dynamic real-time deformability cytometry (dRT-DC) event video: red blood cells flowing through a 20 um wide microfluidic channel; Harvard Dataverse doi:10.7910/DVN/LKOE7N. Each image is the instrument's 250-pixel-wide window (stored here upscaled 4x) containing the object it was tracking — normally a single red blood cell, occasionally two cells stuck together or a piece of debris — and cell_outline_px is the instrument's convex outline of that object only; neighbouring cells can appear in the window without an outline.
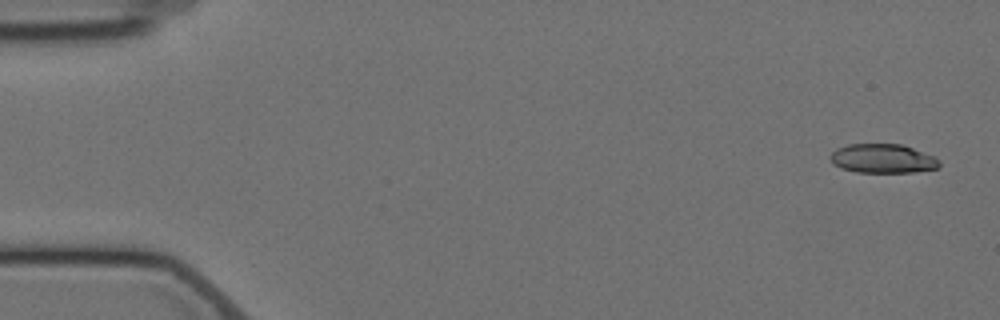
{"species": "Egyptian fruit bat (a non-hibernating species)", "species_latin": "Rousettus aegyptiacus", "temperature_condition": "cold", "stored_images_in_passage": 4, "camera_frame_rate_fps": 3000, "um_per_image_px": 0.085, "animal": {"sex": "female"}, "frame": {"image": 1, "passage_image": 1, "time_ms": 0.0, "image_size_px": [1000, 320], "cell_outline_px": [[940, 164], [936, 168], [912, 172], [856, 172], [840, 168], [832, 164], [828, 156], [836, 148], [848, 144], [904, 144], [936, 156], [940, 160]], "centroid_in_image_um": [75.02, 13.46], "position_along_channel_um": 10.0, "area_um2": 18.79}}
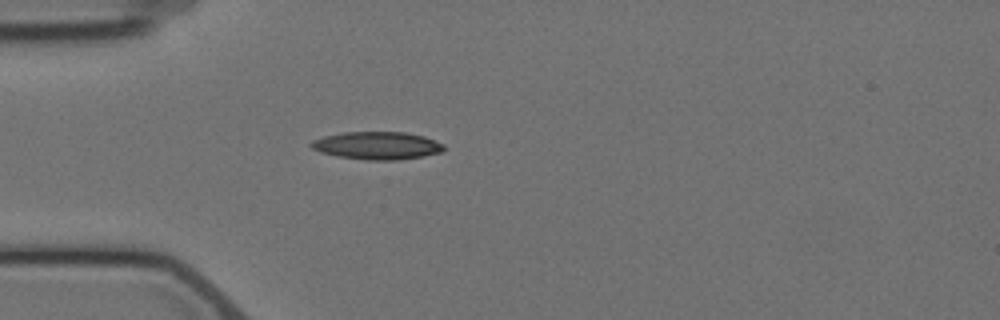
{"frame": {"image": 2, "passage_image": 4, "time_ms": 4.667, "image_size_px": [1000, 320], "cell_outline_px": [[444, 152], [424, 156], [396, 160], [368, 160], [336, 156], [320, 152], [312, 148], [308, 144], [312, 140], [324, 136], [344, 132], [404, 132], [424, 136], [444, 144]], "centroid_in_image_um": [32.05, 12.37], "position_along_channel_um": 52.9, "area_um2": 21.56}}